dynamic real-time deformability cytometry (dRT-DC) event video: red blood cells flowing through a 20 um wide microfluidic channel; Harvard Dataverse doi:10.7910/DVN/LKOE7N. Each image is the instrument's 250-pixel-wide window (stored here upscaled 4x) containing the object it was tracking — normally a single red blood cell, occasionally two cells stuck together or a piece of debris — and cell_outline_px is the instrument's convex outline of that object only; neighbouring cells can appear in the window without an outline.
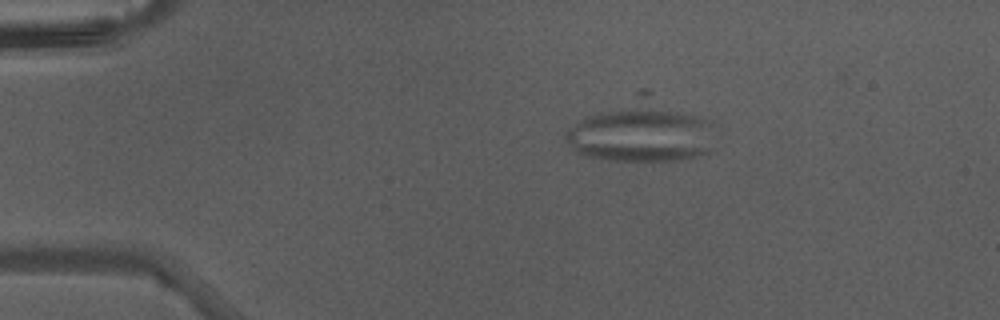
{"species": "Egyptian fruit bat (a non-hibernating species)", "species_latin": "Rousettus aegyptiacus", "temperature_condition": "warm", "stored_images_in_passage": 11, "camera_frame_rate_fps": 3000, "um_per_image_px": 0.085, "animal": {"sex": "male"}, "frame": {"image": 1, "passage_image": 1, "time_ms": 0.0, "image_size_px": [1000, 320], "cell_outline_px": [[712, 152], [700, 156], [680, 160], [608, 160], [584, 156], [576, 152], [568, 144], [564, 136], [584, 116], [640, 88], [648, 88], [708, 120], [712, 124]], "centroid_in_image_um": [54.56, 11.08], "position_along_channel_um": 30.4, "area_um2": 55.14}}